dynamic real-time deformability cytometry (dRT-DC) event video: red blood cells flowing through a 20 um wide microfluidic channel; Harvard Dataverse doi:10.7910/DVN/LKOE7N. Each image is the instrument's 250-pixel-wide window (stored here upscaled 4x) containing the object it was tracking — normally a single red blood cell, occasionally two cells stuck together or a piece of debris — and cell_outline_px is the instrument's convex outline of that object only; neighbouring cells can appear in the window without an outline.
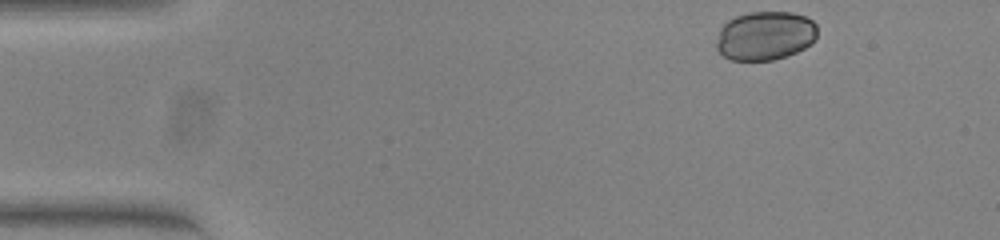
{"species": "common noctule bat (a hibernating species)", "species_latin": "Nyctalus noctula", "temperature_condition": "warm", "stored_images_in_passage": 48, "camera_frame_rate_fps": 3000, "um_per_image_px": 0.085, "animal": {"sex": "female", "body_mass_g": 23.0, "forearm_length_mm": 53.4}, "frame": {"image": 1, "passage_image": 1, "time_ms": 0.0, "image_size_px": [1000, 240], "cell_outline_px": [[816, 40], [812, 44], [796, 52], [772, 60], [732, 60], [724, 56], [716, 48], [716, 44], [720, 28], [728, 20], [736, 16], [748, 12], [792, 12], [804, 16], [812, 20], [816, 24]], "centroid_in_image_um": [65.04, 3.03], "position_along_channel_um": 20.0, "area_um2": 28.78}}
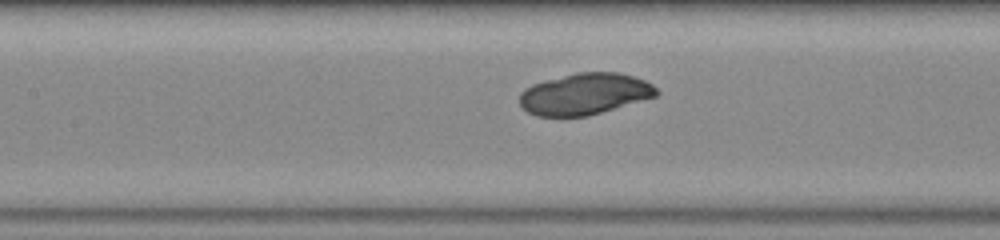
{"frame": {"image": 2, "passage_image": 19, "time_ms": 6.0, "image_size_px": [1000, 240], "cell_outline_px": [[660, 92], [656, 96], [600, 112], [584, 116], [536, 116], [528, 112], [520, 104], [520, 92], [524, 88], [532, 84], [544, 80], [576, 72], [620, 72], [644, 80], [652, 84]], "centroid_in_image_um": [49.67, 7.97], "position_along_channel_um": 157.7, "area_um2": 32.89}}